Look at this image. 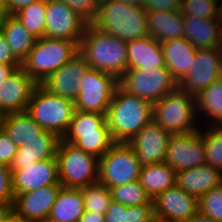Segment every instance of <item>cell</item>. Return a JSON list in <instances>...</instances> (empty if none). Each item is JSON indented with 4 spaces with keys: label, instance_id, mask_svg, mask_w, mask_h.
I'll list each match as a JSON object with an SVG mask.
<instances>
[{
    "label": "cell",
    "instance_id": "1",
    "mask_svg": "<svg viewBox=\"0 0 222 222\" xmlns=\"http://www.w3.org/2000/svg\"><path fill=\"white\" fill-rule=\"evenodd\" d=\"M153 119L152 104L116 87L106 122L115 143H129L142 128Z\"/></svg>",
    "mask_w": 222,
    "mask_h": 222
},
{
    "label": "cell",
    "instance_id": "2",
    "mask_svg": "<svg viewBox=\"0 0 222 222\" xmlns=\"http://www.w3.org/2000/svg\"><path fill=\"white\" fill-rule=\"evenodd\" d=\"M79 53L90 65L120 79L127 70V42L87 25L79 43Z\"/></svg>",
    "mask_w": 222,
    "mask_h": 222
},
{
    "label": "cell",
    "instance_id": "3",
    "mask_svg": "<svg viewBox=\"0 0 222 222\" xmlns=\"http://www.w3.org/2000/svg\"><path fill=\"white\" fill-rule=\"evenodd\" d=\"M91 25L126 42L149 36L147 11L141 6L119 0H100L96 18Z\"/></svg>",
    "mask_w": 222,
    "mask_h": 222
},
{
    "label": "cell",
    "instance_id": "4",
    "mask_svg": "<svg viewBox=\"0 0 222 222\" xmlns=\"http://www.w3.org/2000/svg\"><path fill=\"white\" fill-rule=\"evenodd\" d=\"M62 140L97 158L115 143L106 122V114L75 110Z\"/></svg>",
    "mask_w": 222,
    "mask_h": 222
},
{
    "label": "cell",
    "instance_id": "5",
    "mask_svg": "<svg viewBox=\"0 0 222 222\" xmlns=\"http://www.w3.org/2000/svg\"><path fill=\"white\" fill-rule=\"evenodd\" d=\"M79 43L65 39L39 38L21 67L40 84L79 53Z\"/></svg>",
    "mask_w": 222,
    "mask_h": 222
},
{
    "label": "cell",
    "instance_id": "6",
    "mask_svg": "<svg viewBox=\"0 0 222 222\" xmlns=\"http://www.w3.org/2000/svg\"><path fill=\"white\" fill-rule=\"evenodd\" d=\"M152 115L153 120L171 134L187 133L201 127L195 97L179 87L152 104Z\"/></svg>",
    "mask_w": 222,
    "mask_h": 222
},
{
    "label": "cell",
    "instance_id": "7",
    "mask_svg": "<svg viewBox=\"0 0 222 222\" xmlns=\"http://www.w3.org/2000/svg\"><path fill=\"white\" fill-rule=\"evenodd\" d=\"M56 158L59 181L64 188L80 189L99 180V158L60 139Z\"/></svg>",
    "mask_w": 222,
    "mask_h": 222
},
{
    "label": "cell",
    "instance_id": "8",
    "mask_svg": "<svg viewBox=\"0 0 222 222\" xmlns=\"http://www.w3.org/2000/svg\"><path fill=\"white\" fill-rule=\"evenodd\" d=\"M74 111V102L50 93L40 84L33 91L26 110L43 130L56 134L60 139L67 132Z\"/></svg>",
    "mask_w": 222,
    "mask_h": 222
},
{
    "label": "cell",
    "instance_id": "9",
    "mask_svg": "<svg viewBox=\"0 0 222 222\" xmlns=\"http://www.w3.org/2000/svg\"><path fill=\"white\" fill-rule=\"evenodd\" d=\"M119 86L129 94L155 103L179 87L168 68L127 69L118 80Z\"/></svg>",
    "mask_w": 222,
    "mask_h": 222
},
{
    "label": "cell",
    "instance_id": "10",
    "mask_svg": "<svg viewBox=\"0 0 222 222\" xmlns=\"http://www.w3.org/2000/svg\"><path fill=\"white\" fill-rule=\"evenodd\" d=\"M141 167L134 149L128 143H114L99 158L98 182L110 189L136 181L139 179Z\"/></svg>",
    "mask_w": 222,
    "mask_h": 222
},
{
    "label": "cell",
    "instance_id": "11",
    "mask_svg": "<svg viewBox=\"0 0 222 222\" xmlns=\"http://www.w3.org/2000/svg\"><path fill=\"white\" fill-rule=\"evenodd\" d=\"M118 85L113 75L90 68L81 78L75 110L106 114Z\"/></svg>",
    "mask_w": 222,
    "mask_h": 222
},
{
    "label": "cell",
    "instance_id": "12",
    "mask_svg": "<svg viewBox=\"0 0 222 222\" xmlns=\"http://www.w3.org/2000/svg\"><path fill=\"white\" fill-rule=\"evenodd\" d=\"M165 163L176 172L205 165L203 126L187 133L172 134L168 141Z\"/></svg>",
    "mask_w": 222,
    "mask_h": 222
},
{
    "label": "cell",
    "instance_id": "13",
    "mask_svg": "<svg viewBox=\"0 0 222 222\" xmlns=\"http://www.w3.org/2000/svg\"><path fill=\"white\" fill-rule=\"evenodd\" d=\"M222 77V51L220 47L197 49L195 59L179 88L194 97Z\"/></svg>",
    "mask_w": 222,
    "mask_h": 222
},
{
    "label": "cell",
    "instance_id": "14",
    "mask_svg": "<svg viewBox=\"0 0 222 222\" xmlns=\"http://www.w3.org/2000/svg\"><path fill=\"white\" fill-rule=\"evenodd\" d=\"M45 37L80 42L87 23L61 0H46Z\"/></svg>",
    "mask_w": 222,
    "mask_h": 222
},
{
    "label": "cell",
    "instance_id": "15",
    "mask_svg": "<svg viewBox=\"0 0 222 222\" xmlns=\"http://www.w3.org/2000/svg\"><path fill=\"white\" fill-rule=\"evenodd\" d=\"M153 204L160 222H185L199 211L198 199L177 185L160 193Z\"/></svg>",
    "mask_w": 222,
    "mask_h": 222
},
{
    "label": "cell",
    "instance_id": "16",
    "mask_svg": "<svg viewBox=\"0 0 222 222\" xmlns=\"http://www.w3.org/2000/svg\"><path fill=\"white\" fill-rule=\"evenodd\" d=\"M172 134L153 119L128 143L141 166L165 162L169 138Z\"/></svg>",
    "mask_w": 222,
    "mask_h": 222
},
{
    "label": "cell",
    "instance_id": "17",
    "mask_svg": "<svg viewBox=\"0 0 222 222\" xmlns=\"http://www.w3.org/2000/svg\"><path fill=\"white\" fill-rule=\"evenodd\" d=\"M61 187V184H53L35 191L14 195L13 216L21 222L47 219Z\"/></svg>",
    "mask_w": 222,
    "mask_h": 222
},
{
    "label": "cell",
    "instance_id": "18",
    "mask_svg": "<svg viewBox=\"0 0 222 222\" xmlns=\"http://www.w3.org/2000/svg\"><path fill=\"white\" fill-rule=\"evenodd\" d=\"M90 65L78 53L69 62L49 75L40 85L55 95L75 102L82 76L89 71Z\"/></svg>",
    "mask_w": 222,
    "mask_h": 222
},
{
    "label": "cell",
    "instance_id": "19",
    "mask_svg": "<svg viewBox=\"0 0 222 222\" xmlns=\"http://www.w3.org/2000/svg\"><path fill=\"white\" fill-rule=\"evenodd\" d=\"M38 83L22 67L12 73L0 87V110L4 114L27 110Z\"/></svg>",
    "mask_w": 222,
    "mask_h": 222
},
{
    "label": "cell",
    "instance_id": "20",
    "mask_svg": "<svg viewBox=\"0 0 222 222\" xmlns=\"http://www.w3.org/2000/svg\"><path fill=\"white\" fill-rule=\"evenodd\" d=\"M60 184L57 158L37 161L27 168L12 171L14 195L35 191L39 188Z\"/></svg>",
    "mask_w": 222,
    "mask_h": 222
},
{
    "label": "cell",
    "instance_id": "21",
    "mask_svg": "<svg viewBox=\"0 0 222 222\" xmlns=\"http://www.w3.org/2000/svg\"><path fill=\"white\" fill-rule=\"evenodd\" d=\"M60 138L49 131L43 130L37 138H32L18 147V151L10 165L11 171L27 168L35 162L56 157Z\"/></svg>",
    "mask_w": 222,
    "mask_h": 222
},
{
    "label": "cell",
    "instance_id": "22",
    "mask_svg": "<svg viewBox=\"0 0 222 222\" xmlns=\"http://www.w3.org/2000/svg\"><path fill=\"white\" fill-rule=\"evenodd\" d=\"M184 38L196 49L220 47L222 27L218 19L183 15Z\"/></svg>",
    "mask_w": 222,
    "mask_h": 222
},
{
    "label": "cell",
    "instance_id": "23",
    "mask_svg": "<svg viewBox=\"0 0 222 222\" xmlns=\"http://www.w3.org/2000/svg\"><path fill=\"white\" fill-rule=\"evenodd\" d=\"M161 43L151 36L127 41V69L165 67Z\"/></svg>",
    "mask_w": 222,
    "mask_h": 222
},
{
    "label": "cell",
    "instance_id": "24",
    "mask_svg": "<svg viewBox=\"0 0 222 222\" xmlns=\"http://www.w3.org/2000/svg\"><path fill=\"white\" fill-rule=\"evenodd\" d=\"M220 184L222 172L211 165L205 164L176 173V185L197 199Z\"/></svg>",
    "mask_w": 222,
    "mask_h": 222
},
{
    "label": "cell",
    "instance_id": "25",
    "mask_svg": "<svg viewBox=\"0 0 222 222\" xmlns=\"http://www.w3.org/2000/svg\"><path fill=\"white\" fill-rule=\"evenodd\" d=\"M161 46L165 65L179 84L191 69L197 49L185 38L169 40L161 43Z\"/></svg>",
    "mask_w": 222,
    "mask_h": 222
},
{
    "label": "cell",
    "instance_id": "26",
    "mask_svg": "<svg viewBox=\"0 0 222 222\" xmlns=\"http://www.w3.org/2000/svg\"><path fill=\"white\" fill-rule=\"evenodd\" d=\"M183 14L181 11L147 12V30L149 36L163 43L184 38Z\"/></svg>",
    "mask_w": 222,
    "mask_h": 222
},
{
    "label": "cell",
    "instance_id": "27",
    "mask_svg": "<svg viewBox=\"0 0 222 222\" xmlns=\"http://www.w3.org/2000/svg\"><path fill=\"white\" fill-rule=\"evenodd\" d=\"M195 102L198 121L205 119L201 126L222 125V77L195 96Z\"/></svg>",
    "mask_w": 222,
    "mask_h": 222
},
{
    "label": "cell",
    "instance_id": "28",
    "mask_svg": "<svg viewBox=\"0 0 222 222\" xmlns=\"http://www.w3.org/2000/svg\"><path fill=\"white\" fill-rule=\"evenodd\" d=\"M0 30L4 34L13 55L22 63L27 58L37 38L24 27L15 15L11 14L0 21Z\"/></svg>",
    "mask_w": 222,
    "mask_h": 222
},
{
    "label": "cell",
    "instance_id": "29",
    "mask_svg": "<svg viewBox=\"0 0 222 222\" xmlns=\"http://www.w3.org/2000/svg\"><path fill=\"white\" fill-rule=\"evenodd\" d=\"M84 212L81 189L61 187L48 218L55 222H78Z\"/></svg>",
    "mask_w": 222,
    "mask_h": 222
},
{
    "label": "cell",
    "instance_id": "30",
    "mask_svg": "<svg viewBox=\"0 0 222 222\" xmlns=\"http://www.w3.org/2000/svg\"><path fill=\"white\" fill-rule=\"evenodd\" d=\"M176 171L167 163H154L142 166L138 181L147 191L151 199L176 185Z\"/></svg>",
    "mask_w": 222,
    "mask_h": 222
},
{
    "label": "cell",
    "instance_id": "31",
    "mask_svg": "<svg viewBox=\"0 0 222 222\" xmlns=\"http://www.w3.org/2000/svg\"><path fill=\"white\" fill-rule=\"evenodd\" d=\"M1 128L17 147L32 138H37L43 131V128L26 111L5 114Z\"/></svg>",
    "mask_w": 222,
    "mask_h": 222
},
{
    "label": "cell",
    "instance_id": "32",
    "mask_svg": "<svg viewBox=\"0 0 222 222\" xmlns=\"http://www.w3.org/2000/svg\"><path fill=\"white\" fill-rule=\"evenodd\" d=\"M104 216L105 222H151L155 219L154 204L126 207L112 200Z\"/></svg>",
    "mask_w": 222,
    "mask_h": 222
},
{
    "label": "cell",
    "instance_id": "33",
    "mask_svg": "<svg viewBox=\"0 0 222 222\" xmlns=\"http://www.w3.org/2000/svg\"><path fill=\"white\" fill-rule=\"evenodd\" d=\"M46 0H38L20 9L14 15L24 27L37 39L45 37Z\"/></svg>",
    "mask_w": 222,
    "mask_h": 222
},
{
    "label": "cell",
    "instance_id": "34",
    "mask_svg": "<svg viewBox=\"0 0 222 222\" xmlns=\"http://www.w3.org/2000/svg\"><path fill=\"white\" fill-rule=\"evenodd\" d=\"M110 193L113 201L126 207L153 204V200L138 180L111 187Z\"/></svg>",
    "mask_w": 222,
    "mask_h": 222
},
{
    "label": "cell",
    "instance_id": "35",
    "mask_svg": "<svg viewBox=\"0 0 222 222\" xmlns=\"http://www.w3.org/2000/svg\"><path fill=\"white\" fill-rule=\"evenodd\" d=\"M203 129L206 164L222 172V125Z\"/></svg>",
    "mask_w": 222,
    "mask_h": 222
},
{
    "label": "cell",
    "instance_id": "36",
    "mask_svg": "<svg viewBox=\"0 0 222 222\" xmlns=\"http://www.w3.org/2000/svg\"><path fill=\"white\" fill-rule=\"evenodd\" d=\"M85 210L105 214L112 201L110 189L99 182L80 188Z\"/></svg>",
    "mask_w": 222,
    "mask_h": 222
},
{
    "label": "cell",
    "instance_id": "37",
    "mask_svg": "<svg viewBox=\"0 0 222 222\" xmlns=\"http://www.w3.org/2000/svg\"><path fill=\"white\" fill-rule=\"evenodd\" d=\"M198 201L201 214L222 222V184L206 192Z\"/></svg>",
    "mask_w": 222,
    "mask_h": 222
},
{
    "label": "cell",
    "instance_id": "38",
    "mask_svg": "<svg viewBox=\"0 0 222 222\" xmlns=\"http://www.w3.org/2000/svg\"><path fill=\"white\" fill-rule=\"evenodd\" d=\"M183 15L218 19L219 2L216 0H181Z\"/></svg>",
    "mask_w": 222,
    "mask_h": 222
},
{
    "label": "cell",
    "instance_id": "39",
    "mask_svg": "<svg viewBox=\"0 0 222 222\" xmlns=\"http://www.w3.org/2000/svg\"><path fill=\"white\" fill-rule=\"evenodd\" d=\"M72 8L88 25L96 18L100 0H61Z\"/></svg>",
    "mask_w": 222,
    "mask_h": 222
},
{
    "label": "cell",
    "instance_id": "40",
    "mask_svg": "<svg viewBox=\"0 0 222 222\" xmlns=\"http://www.w3.org/2000/svg\"><path fill=\"white\" fill-rule=\"evenodd\" d=\"M12 171L0 164V203L13 204Z\"/></svg>",
    "mask_w": 222,
    "mask_h": 222
},
{
    "label": "cell",
    "instance_id": "41",
    "mask_svg": "<svg viewBox=\"0 0 222 222\" xmlns=\"http://www.w3.org/2000/svg\"><path fill=\"white\" fill-rule=\"evenodd\" d=\"M18 151V147L6 134V132L0 129V164L9 166L11 165L13 158Z\"/></svg>",
    "mask_w": 222,
    "mask_h": 222
},
{
    "label": "cell",
    "instance_id": "42",
    "mask_svg": "<svg viewBox=\"0 0 222 222\" xmlns=\"http://www.w3.org/2000/svg\"><path fill=\"white\" fill-rule=\"evenodd\" d=\"M143 8L147 11H180L181 0H145Z\"/></svg>",
    "mask_w": 222,
    "mask_h": 222
},
{
    "label": "cell",
    "instance_id": "43",
    "mask_svg": "<svg viewBox=\"0 0 222 222\" xmlns=\"http://www.w3.org/2000/svg\"><path fill=\"white\" fill-rule=\"evenodd\" d=\"M0 63L22 64L12 53L4 34L0 30Z\"/></svg>",
    "mask_w": 222,
    "mask_h": 222
},
{
    "label": "cell",
    "instance_id": "44",
    "mask_svg": "<svg viewBox=\"0 0 222 222\" xmlns=\"http://www.w3.org/2000/svg\"><path fill=\"white\" fill-rule=\"evenodd\" d=\"M38 0H4L8 14L14 15L23 7H26Z\"/></svg>",
    "mask_w": 222,
    "mask_h": 222
},
{
    "label": "cell",
    "instance_id": "45",
    "mask_svg": "<svg viewBox=\"0 0 222 222\" xmlns=\"http://www.w3.org/2000/svg\"><path fill=\"white\" fill-rule=\"evenodd\" d=\"M21 66L22 64H1L0 63V87H1V84Z\"/></svg>",
    "mask_w": 222,
    "mask_h": 222
},
{
    "label": "cell",
    "instance_id": "46",
    "mask_svg": "<svg viewBox=\"0 0 222 222\" xmlns=\"http://www.w3.org/2000/svg\"><path fill=\"white\" fill-rule=\"evenodd\" d=\"M78 222H105V216L100 212L85 210Z\"/></svg>",
    "mask_w": 222,
    "mask_h": 222
},
{
    "label": "cell",
    "instance_id": "47",
    "mask_svg": "<svg viewBox=\"0 0 222 222\" xmlns=\"http://www.w3.org/2000/svg\"><path fill=\"white\" fill-rule=\"evenodd\" d=\"M13 217V204L0 203V222H7Z\"/></svg>",
    "mask_w": 222,
    "mask_h": 222
},
{
    "label": "cell",
    "instance_id": "48",
    "mask_svg": "<svg viewBox=\"0 0 222 222\" xmlns=\"http://www.w3.org/2000/svg\"><path fill=\"white\" fill-rule=\"evenodd\" d=\"M185 222H216L212 218L201 214L199 211Z\"/></svg>",
    "mask_w": 222,
    "mask_h": 222
},
{
    "label": "cell",
    "instance_id": "49",
    "mask_svg": "<svg viewBox=\"0 0 222 222\" xmlns=\"http://www.w3.org/2000/svg\"><path fill=\"white\" fill-rule=\"evenodd\" d=\"M8 15L4 0H0V21Z\"/></svg>",
    "mask_w": 222,
    "mask_h": 222
},
{
    "label": "cell",
    "instance_id": "50",
    "mask_svg": "<svg viewBox=\"0 0 222 222\" xmlns=\"http://www.w3.org/2000/svg\"><path fill=\"white\" fill-rule=\"evenodd\" d=\"M119 1H123L129 5H133V6H141L143 7L145 0H119Z\"/></svg>",
    "mask_w": 222,
    "mask_h": 222
},
{
    "label": "cell",
    "instance_id": "51",
    "mask_svg": "<svg viewBox=\"0 0 222 222\" xmlns=\"http://www.w3.org/2000/svg\"><path fill=\"white\" fill-rule=\"evenodd\" d=\"M218 21L222 27V1L219 3V13H218Z\"/></svg>",
    "mask_w": 222,
    "mask_h": 222
},
{
    "label": "cell",
    "instance_id": "52",
    "mask_svg": "<svg viewBox=\"0 0 222 222\" xmlns=\"http://www.w3.org/2000/svg\"><path fill=\"white\" fill-rule=\"evenodd\" d=\"M4 115L5 114L0 110V129H1V126H2V123H3Z\"/></svg>",
    "mask_w": 222,
    "mask_h": 222
},
{
    "label": "cell",
    "instance_id": "53",
    "mask_svg": "<svg viewBox=\"0 0 222 222\" xmlns=\"http://www.w3.org/2000/svg\"><path fill=\"white\" fill-rule=\"evenodd\" d=\"M7 222H21L19 219H17L16 217H12L11 219H9Z\"/></svg>",
    "mask_w": 222,
    "mask_h": 222
},
{
    "label": "cell",
    "instance_id": "54",
    "mask_svg": "<svg viewBox=\"0 0 222 222\" xmlns=\"http://www.w3.org/2000/svg\"><path fill=\"white\" fill-rule=\"evenodd\" d=\"M37 222H55V221H52L49 218H47V219H44V220H41V221H37Z\"/></svg>",
    "mask_w": 222,
    "mask_h": 222
},
{
    "label": "cell",
    "instance_id": "55",
    "mask_svg": "<svg viewBox=\"0 0 222 222\" xmlns=\"http://www.w3.org/2000/svg\"><path fill=\"white\" fill-rule=\"evenodd\" d=\"M151 222H160L157 218H155L153 221Z\"/></svg>",
    "mask_w": 222,
    "mask_h": 222
},
{
    "label": "cell",
    "instance_id": "56",
    "mask_svg": "<svg viewBox=\"0 0 222 222\" xmlns=\"http://www.w3.org/2000/svg\"><path fill=\"white\" fill-rule=\"evenodd\" d=\"M220 48H221V51H222V37H221V44H220Z\"/></svg>",
    "mask_w": 222,
    "mask_h": 222
}]
</instances>
